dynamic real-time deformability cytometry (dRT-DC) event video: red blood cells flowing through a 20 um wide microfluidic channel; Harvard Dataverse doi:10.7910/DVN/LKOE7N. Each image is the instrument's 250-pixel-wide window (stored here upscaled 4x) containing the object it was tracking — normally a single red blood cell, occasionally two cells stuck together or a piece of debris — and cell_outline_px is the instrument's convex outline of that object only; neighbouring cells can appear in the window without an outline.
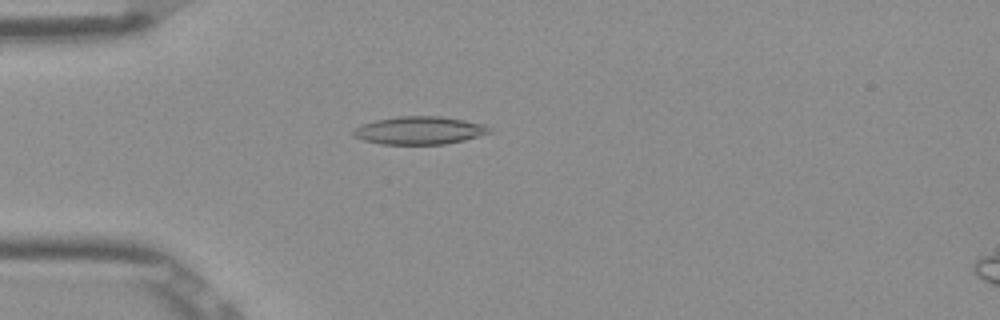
{"species": "Egyptian fruit bat (a non-hibernating species)", "species_latin": "Rousettus aegyptiacus", "temperature_condition": "room temperature", "stored_images_in_passage": 52, "camera_frame_rate_fps": 3000, "um_per_image_px": 0.085, "frame": {"image": 1, "passage_image": 14, "time_ms": 4.333, "image_size_px": [1000, 320], "cell_outline_px": [[492, 132], [464, 140], [444, 144], [384, 144], [364, 140], [356, 136], [352, 132], [356, 128], [364, 124], [376, 120], [400, 116], [440, 116], [464, 120], [484, 124], [492, 128]], "centroid_in_image_um": [35.71, 11.08], "position_along_channel_um": 49.3, "area_um2": 21.85}}
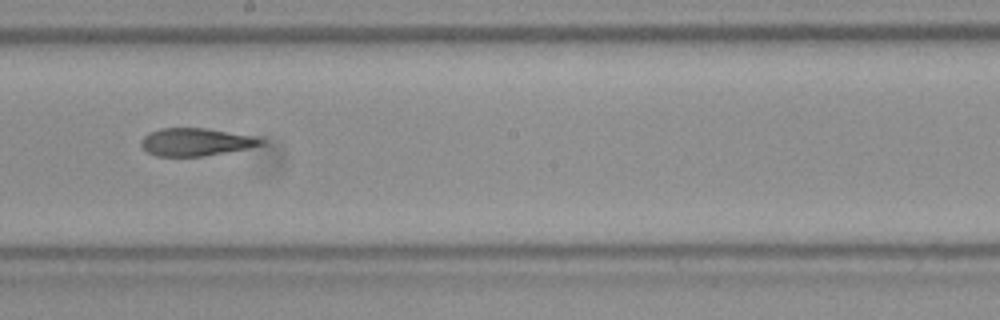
{"frame": {"image": 2, "passage_image": 29, "time_ms": 9.333, "image_size_px": [1000, 320], "cell_outline_px": [[264, 144], [248, 148], [204, 156], [156, 156], [148, 152], [140, 144], [140, 140], [144, 136], [160, 128], [204, 128], [256, 136], [264, 140]], "centroid_in_image_um": [16.65, 12.07], "position_along_channel_um": 231.5, "area_um2": 19.25}}
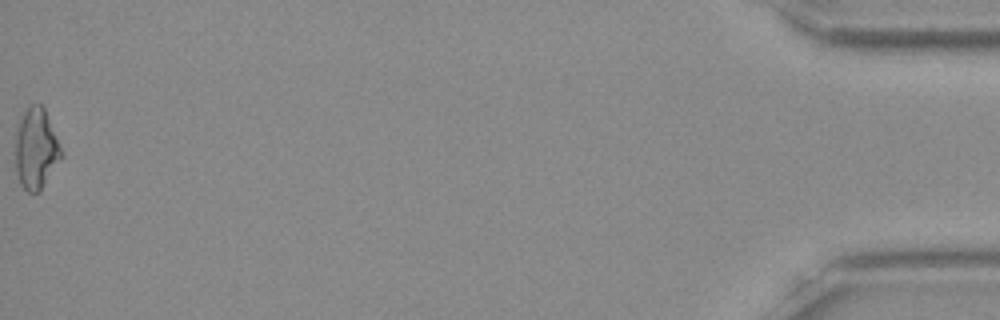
{"frame": {"image": 3, "passage_image": 52, "time_ms": 17.0, "image_size_px": [1000, 320], "cell_outline_px": [[64, 156], [40, 192], [28, 192], [20, 184], [16, 168], [16, 128], [24, 112], [32, 104], [40, 104], [44, 108]], "centroid_in_image_um": [3.08, 12.68], "position_along_channel_um": 432.1, "area_um2": 21.44}, "authors_computed_cell_mechanics": {"area_um2": 20.519, "velocity_mm_per_s": 3.9098, "shape_relaxation_time_tau1_ms": null, "shape_relaxation_time_tau2_ms": 3.5419, "deformation_change_tau1": null, "deformation_change_tau2": 0.1271}}